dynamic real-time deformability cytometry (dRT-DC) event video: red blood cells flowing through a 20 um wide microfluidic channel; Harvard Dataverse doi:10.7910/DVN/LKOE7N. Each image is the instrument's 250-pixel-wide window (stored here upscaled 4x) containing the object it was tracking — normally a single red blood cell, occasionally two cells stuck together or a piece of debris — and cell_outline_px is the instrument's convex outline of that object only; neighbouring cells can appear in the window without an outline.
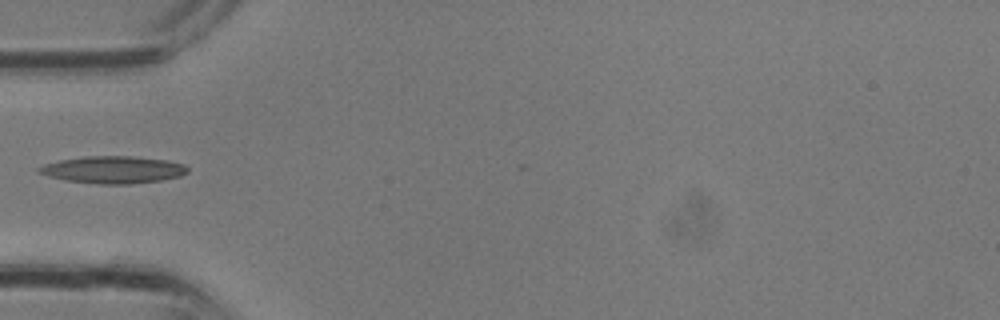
{"species": "common noctule bat (a hibernating species)", "species_latin": "Nyctalus noctula", "temperature_condition": "room temperature", "stored_images_in_passage": 4, "camera_frame_rate_fps": 3000, "um_per_image_px": 0.085, "animal": {"sex": "male", "body_mass_g": 13.3}, "frame": {"image": 1, "passage_image": 1, "time_ms": 0.0, "image_size_px": [1000, 320], "cell_outline_px": [[188, 172], [180, 176], [160, 180], [132, 184], [96, 184], [64, 180], [48, 176], [36, 172], [36, 168], [44, 164], [60, 160], [84, 156], [132, 156], [168, 160], [184, 164], [188, 168]], "centroid_in_image_um": [9.59, 14.42], "position_along_channel_um": 75.4, "area_um2": 23.76}}
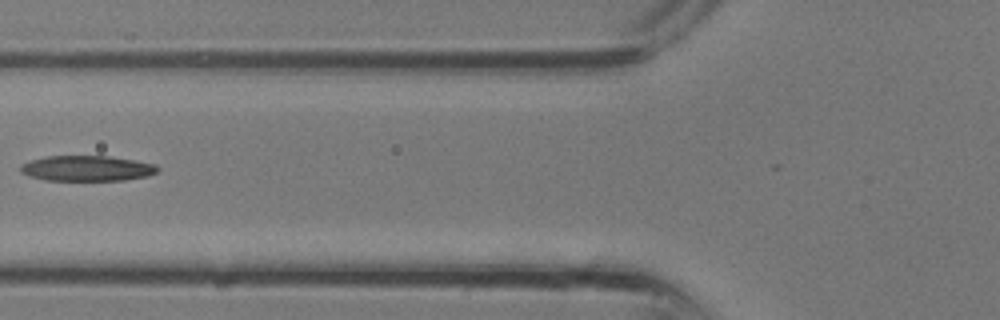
{"frame": {"image": 2, "passage_image": 3, "time_ms": 0.667, "image_size_px": [1000, 320], "cell_outline_px": [[160, 168], [156, 172], [148, 176], [124, 180], [44, 180], [28, 176], [20, 172], [20, 164], [28, 160], [44, 156], [108, 156], [156, 164]], "centroid_in_image_um": [7.34, 14.31], "position_along_channel_um": 118.5, "area_um2": 20.46}}